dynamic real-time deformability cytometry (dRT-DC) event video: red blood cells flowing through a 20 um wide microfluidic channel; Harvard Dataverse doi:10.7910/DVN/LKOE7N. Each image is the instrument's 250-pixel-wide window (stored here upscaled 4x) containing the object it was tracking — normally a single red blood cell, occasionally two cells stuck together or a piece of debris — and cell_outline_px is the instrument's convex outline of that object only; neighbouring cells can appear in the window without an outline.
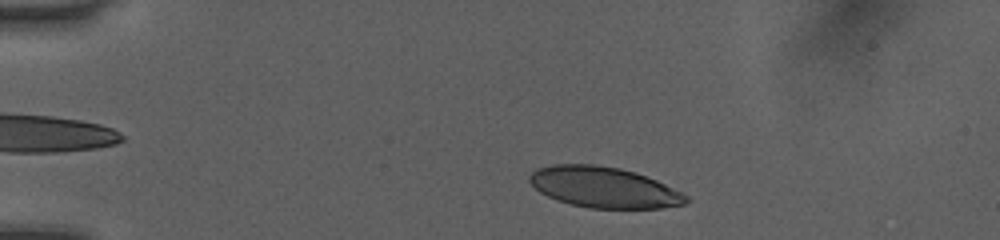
{"species": "human", "species_latin": "Homo sapiens", "temperature_condition": "room temperature", "stored_images_in_passage": 13, "camera_frame_rate_fps": 3000, "um_per_image_px": 0.085, "donor": {"sex": "female"}, "frame": {"image": 1, "passage_image": 4, "time_ms": 1.0, "image_size_px": [1000, 240], "cell_outline_px": [[688, 200], [684, 204], [660, 208], [588, 208], [572, 204], [548, 196], [540, 192], [528, 180], [528, 176], [536, 168], [552, 164], [596, 164], [620, 168], [636, 172], [656, 180], [688, 196]], "centroid_in_image_um": [51.3, 15.9], "position_along_channel_um": 33.7, "area_um2": 36.99}}
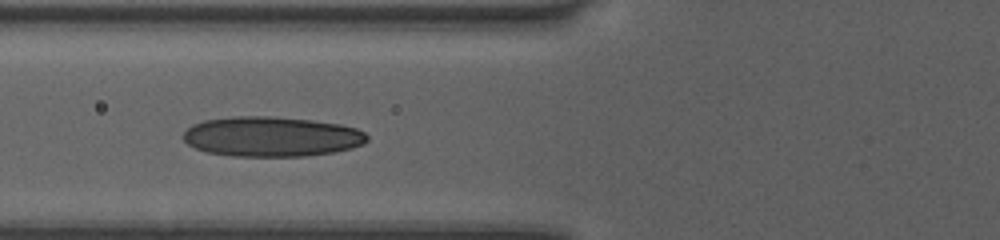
{"frame": {"image": 2, "passage_image": 10, "time_ms": 3.0, "image_size_px": [1000, 240], "cell_outline_px": [[368, 140], [364, 144], [352, 148], [332, 152], [308, 156], [232, 156], [208, 152], [196, 148], [188, 144], [184, 140], [184, 132], [192, 124], [204, 120], [232, 116], [268, 116], [312, 120], [340, 124], [356, 128], [364, 132], [368, 136]], "centroid_in_image_um": [23.09, 11.61], "position_along_channel_um": 102.7, "area_um2": 42.89}}
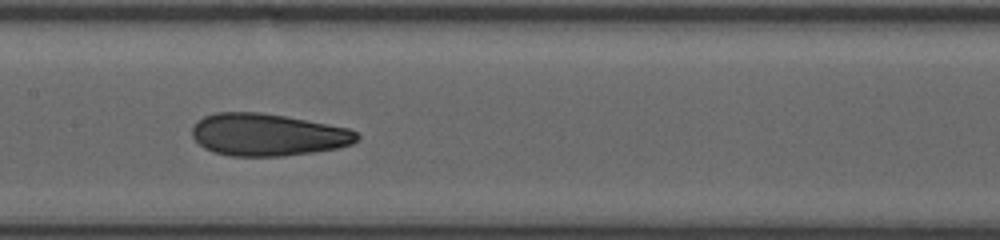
{"frame": {"image": 3, "passage_image": 12, "time_ms": 3.667, "image_size_px": [1000, 240], "cell_outline_px": [[360, 136], [352, 144], [336, 148], [312, 152], [280, 156], [232, 156], [216, 152], [204, 148], [192, 136], [192, 128], [196, 120], [204, 116], [216, 112], [260, 112], [284, 116], [348, 128], [356, 132]], "centroid_in_image_um": [22.72, 11.44], "position_along_channel_um": 184.7, "area_um2": 40.34}}